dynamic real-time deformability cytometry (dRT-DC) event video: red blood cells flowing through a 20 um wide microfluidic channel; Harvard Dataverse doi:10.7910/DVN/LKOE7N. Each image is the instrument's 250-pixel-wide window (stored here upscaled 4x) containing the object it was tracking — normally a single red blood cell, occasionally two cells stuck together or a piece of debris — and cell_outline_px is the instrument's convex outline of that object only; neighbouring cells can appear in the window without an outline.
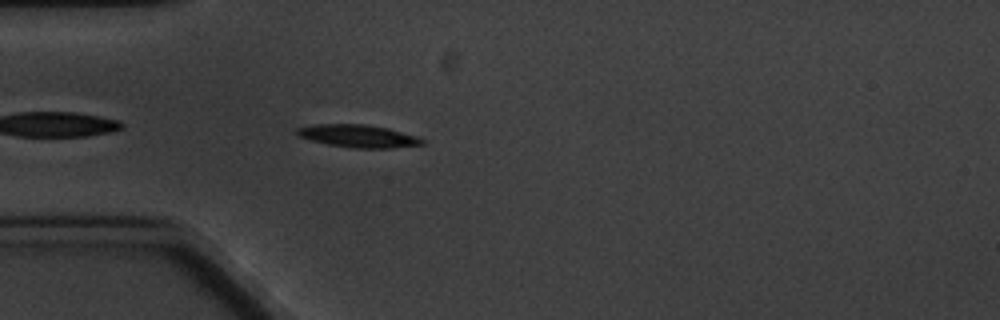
{"species": "common noctule bat (a hibernating species)", "species_latin": "Nyctalus noctula", "temperature_condition": "cold", "stored_images_in_passage": 6, "camera_frame_rate_fps": 3000, "um_per_image_px": 0.085, "animal": {"sex": "male", "body_mass_g": 20.1, "forearm_length_mm": 53.5}, "frame": {"image": 1, "passage_image": 6, "time_ms": 5.667, "image_size_px": [1000, 320], "cell_outline_px": [[424, 144], [392, 148], [352, 148], [328, 144], [312, 140], [300, 136], [296, 132], [296, 128], [312, 124], [364, 124], [388, 128], [416, 136], [424, 140]], "centroid_in_image_um": [30.45, 11.56], "position_along_channel_um": 54.6, "area_um2": 16.42}}